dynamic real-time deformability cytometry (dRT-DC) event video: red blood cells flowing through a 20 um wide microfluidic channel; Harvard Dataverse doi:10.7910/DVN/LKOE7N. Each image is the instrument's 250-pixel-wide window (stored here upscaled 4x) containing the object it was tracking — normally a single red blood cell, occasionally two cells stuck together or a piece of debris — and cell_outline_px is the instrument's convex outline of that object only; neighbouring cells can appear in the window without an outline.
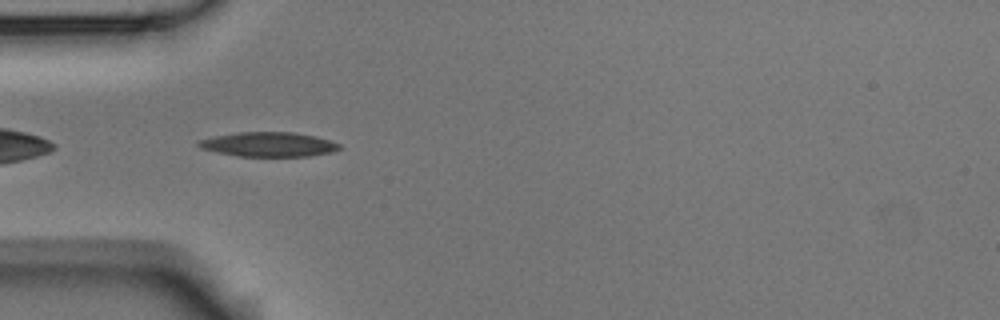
{"species": "Egyptian fruit bat (a non-hibernating species)", "species_latin": "Rousettus aegyptiacus", "temperature_condition": "room temperature", "stored_images_in_passage": 40, "camera_frame_rate_fps": 3000, "um_per_image_px": 0.085, "animal": {"sex": "male"}, "frame": {"image": 1, "passage_image": 1, "time_ms": 0.0, "image_size_px": [1000, 320], "cell_outline_px": [[340, 148], [332, 152], [308, 156], [240, 156], [200, 148], [196, 144], [196, 140], [212, 136], [236, 132], [292, 132], [316, 136], [340, 144]], "centroid_in_image_um": [22.79, 12.26], "position_along_channel_um": 62.2, "area_um2": 20.06}}
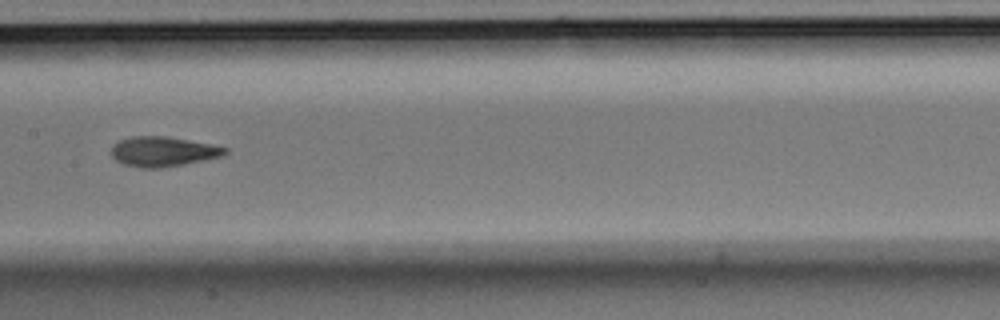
{"frame": {"image": 2, "passage_image": 12, "time_ms": 3.667, "image_size_px": [1000, 320], "cell_outline_px": [[228, 152], [220, 156], [204, 160], [160, 168], [144, 168], [124, 164], [116, 160], [112, 156], [112, 144], [120, 140], [132, 136], [164, 136], [212, 144], [228, 148]], "centroid_in_image_um": [13.84, 12.87], "position_along_channel_um": 193.6, "area_um2": 19.59}}
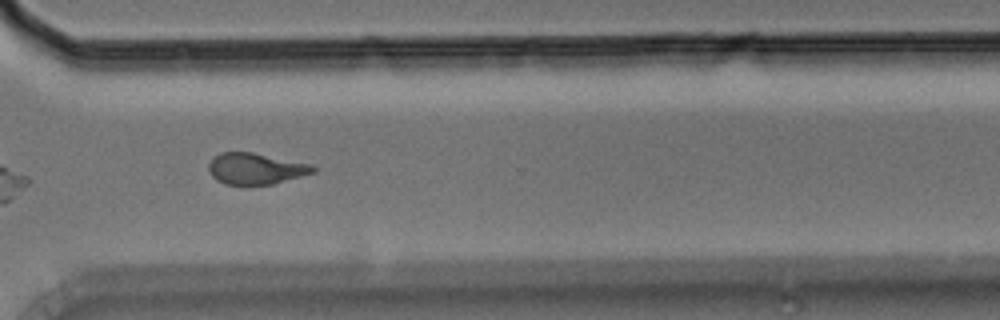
{"frame": {"image": 3, "passage_image": 25, "time_ms": 8.0, "image_size_px": [1000, 320], "cell_outline_px": [[316, 172], [272, 184], [224, 184], [216, 180], [212, 176], [208, 168], [208, 164], [220, 152], [252, 152], [312, 164], [316, 168]], "centroid_in_image_um": [21.75, 14.33], "position_along_channel_um": 348.9, "area_um2": 18.9}, "authors_computed_cell_mechanics": {"area_um2": 19.4208, "velocity_mm_per_s": 3.6005, "shape_relaxation_time_tau1_ms": 4.212, "shape_relaxation_time_tau2_ms": 2.4366, "deformation_change_tau1": 0.1856, "deformation_change_tau2": 0.1086}}